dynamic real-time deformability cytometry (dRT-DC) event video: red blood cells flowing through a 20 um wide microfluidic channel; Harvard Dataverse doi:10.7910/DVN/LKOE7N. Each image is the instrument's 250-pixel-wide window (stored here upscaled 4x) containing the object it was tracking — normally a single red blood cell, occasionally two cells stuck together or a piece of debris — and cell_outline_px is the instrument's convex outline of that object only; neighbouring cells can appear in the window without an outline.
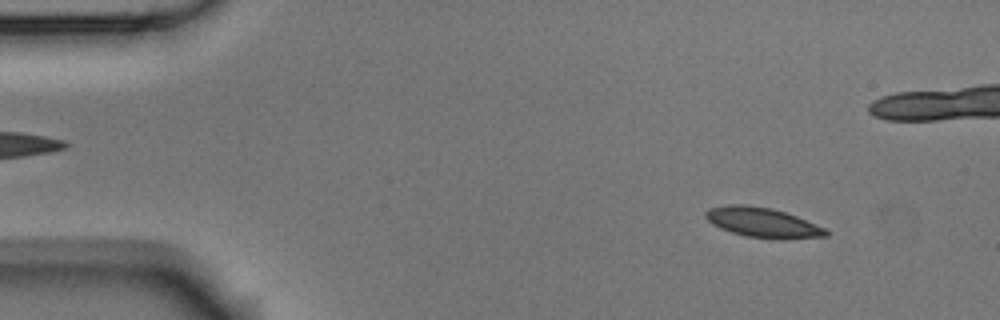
{"species": "Egyptian fruit bat (a non-hibernating species)", "species_latin": "Rousettus aegyptiacus", "temperature_condition": "room temperature", "stored_images_in_passage": 3, "camera_frame_rate_fps": 3000, "um_per_image_px": 0.085, "animal": {"sex": "male"}, "frame": {"image": 1, "passage_image": 1, "time_ms": 0.0, "image_size_px": [1000, 320], "cell_outline_px": [[828, 236], [780, 240], [748, 236], [732, 232], [720, 228], [712, 224], [704, 216], [704, 212], [708, 208], [728, 204], [744, 204], [772, 208], [796, 216], [824, 228], [828, 232]], "centroid_in_image_um": [64.79, 18.91], "position_along_channel_um": 20.2, "area_um2": 20.92}}
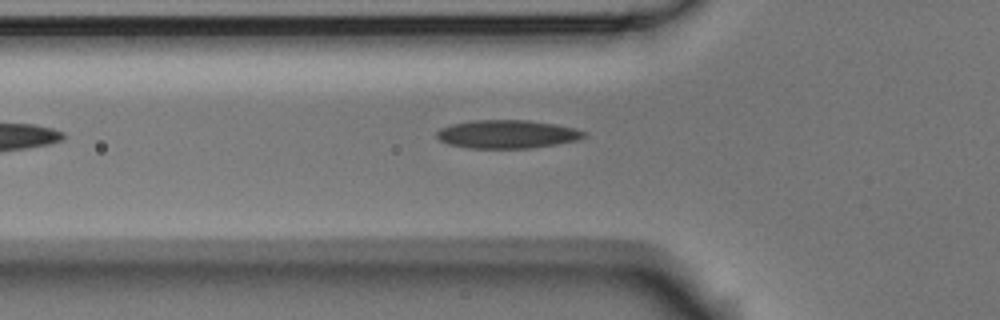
{"frame": {"image": 2, "passage_image": 3, "time_ms": 0.667, "image_size_px": [1000, 320], "cell_outline_px": [[588, 132], [584, 136], [576, 140], [528, 148], [472, 148], [448, 144], [440, 140], [436, 136], [436, 132], [440, 128], [452, 124], [476, 120], [528, 120], [556, 124], [576, 128]], "centroid_in_image_um": [43.1, 11.39], "position_along_channel_um": 82.7, "area_um2": 24.1}}